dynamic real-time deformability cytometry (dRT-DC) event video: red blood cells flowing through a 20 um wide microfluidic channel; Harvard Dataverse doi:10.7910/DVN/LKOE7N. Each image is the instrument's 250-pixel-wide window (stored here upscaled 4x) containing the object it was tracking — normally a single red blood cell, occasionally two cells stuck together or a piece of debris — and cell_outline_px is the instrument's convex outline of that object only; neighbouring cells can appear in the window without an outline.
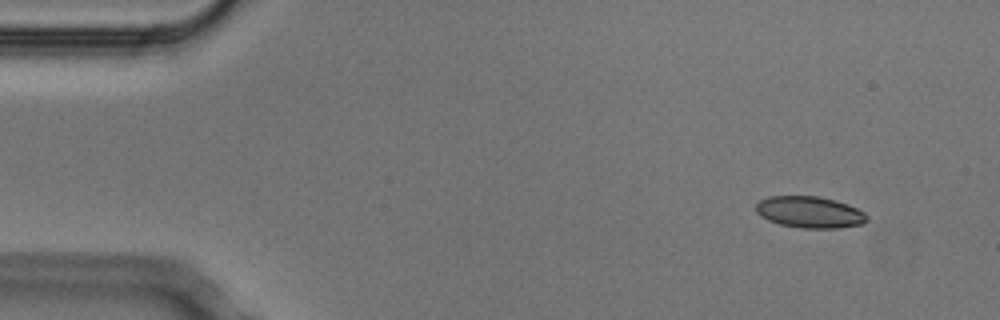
{"species": "Egyptian fruit bat (a non-hibernating species)", "species_latin": "Rousettus aegyptiacus", "temperature_condition": "cold", "stored_images_in_passage": 3, "camera_frame_rate_fps": 3000, "um_per_image_px": 0.085, "animal": {"sex": "male"}, "frame": {"image": 1, "passage_image": 1, "time_ms": 0.0, "image_size_px": [1000, 320], "cell_outline_px": [[868, 220], [864, 224], [836, 228], [800, 228], [780, 224], [768, 220], [760, 216], [756, 212], [756, 204], [760, 200], [768, 196], [816, 196], [836, 200], [848, 204], [864, 212], [868, 216]], "centroid_in_image_um": [68.83, 18.03], "position_along_channel_um": 16.2, "area_um2": 20.52}}
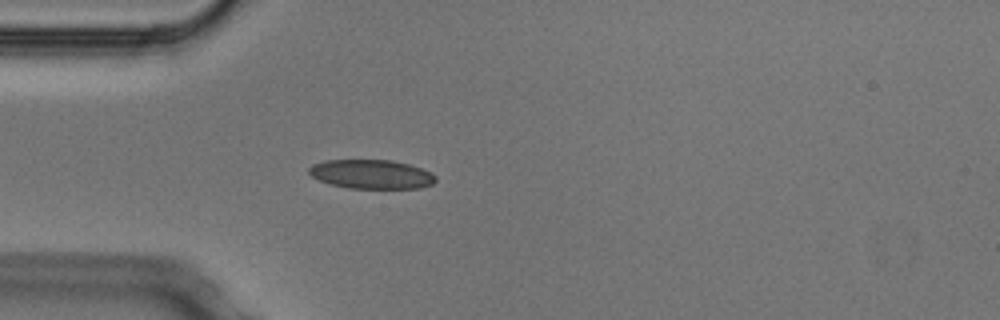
{"frame": {"image": 2, "passage_image": 3, "time_ms": 0.667, "image_size_px": [1000, 320], "cell_outline_px": [[436, 180], [432, 184], [420, 188], [348, 188], [332, 184], [320, 180], [312, 176], [308, 172], [308, 168], [312, 164], [324, 160], [392, 160], [408, 164], [432, 172], [436, 176]], "centroid_in_image_um": [31.57, 14.8], "position_along_channel_um": 53.4, "area_um2": 21.44}}